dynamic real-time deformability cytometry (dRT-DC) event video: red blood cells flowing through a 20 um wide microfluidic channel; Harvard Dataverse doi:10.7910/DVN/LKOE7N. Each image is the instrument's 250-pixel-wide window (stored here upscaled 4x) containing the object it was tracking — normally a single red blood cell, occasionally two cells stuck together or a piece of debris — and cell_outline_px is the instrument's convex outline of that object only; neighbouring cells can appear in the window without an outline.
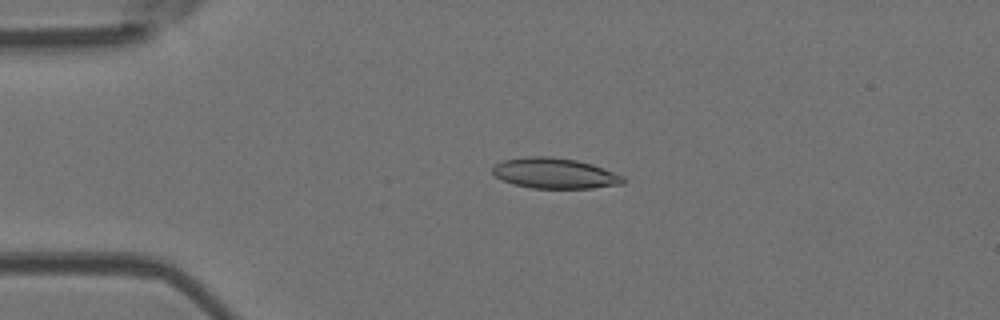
{"species": "Egyptian fruit bat (a non-hibernating species)", "species_latin": "Rousettus aegyptiacus", "temperature_condition": "room temperature", "stored_images_in_passage": 51, "camera_frame_rate_fps": 3000, "um_per_image_px": 0.085, "animal": {"sex": "female"}, "frame": {"image": 1, "passage_image": 11, "time_ms": 3.333, "image_size_px": [1000, 320], "cell_outline_px": [[624, 184], [592, 188], [532, 188], [512, 184], [496, 176], [492, 172], [492, 164], [504, 160], [528, 156], [548, 156], [576, 160], [592, 164], [624, 176]], "centroid_in_image_um": [47.13, 14.73], "position_along_channel_um": 37.9, "area_um2": 23.24}}
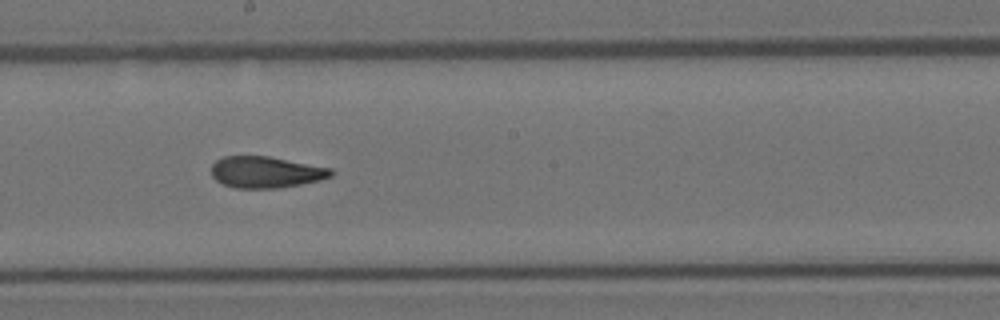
{"frame": {"image": 2, "passage_image": 28, "time_ms": 9.0, "image_size_px": [1000, 320], "cell_outline_px": [[336, 172], [332, 176], [320, 180], [280, 188], [236, 188], [224, 184], [216, 180], [212, 176], [212, 164], [216, 160], [224, 156], [268, 156], [332, 168]], "centroid_in_image_um": [22.62, 14.63], "position_along_channel_um": 225.6, "area_um2": 21.96}}
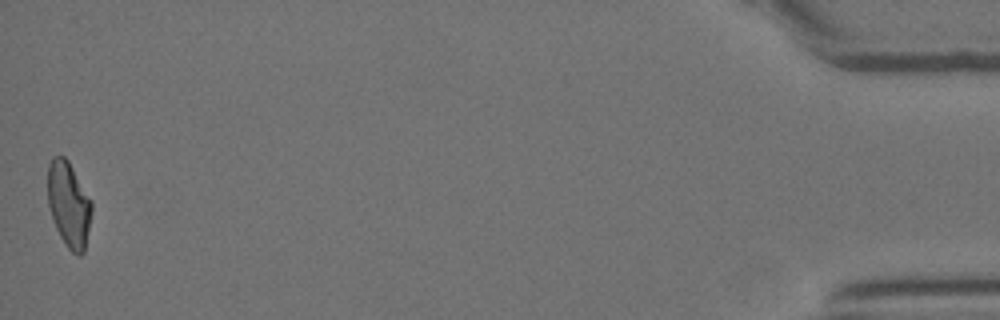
{"frame": {"image": 3, "passage_image": 51, "time_ms": 16.667, "image_size_px": [1000, 320], "cell_outline_px": [[92, 212], [84, 252], [80, 256], [76, 256], [68, 248], [60, 236], [52, 220], [48, 204], [48, 164], [52, 156], [64, 156], [68, 160], [92, 200]], "centroid_in_image_um": [5.85, 17.37], "position_along_channel_um": 429.4, "area_um2": 22.08}, "authors_computed_cell_mechanics": {"area_um2": 22.542, "velocity_mm_per_s": 3.8963, "shape_relaxation_time_tau1_ms": 10.3598, "shape_relaxation_time_tau2_ms": 2.4444, "deformation_change_tau1": 0.2527, "deformation_change_tau2": 0.0869}}